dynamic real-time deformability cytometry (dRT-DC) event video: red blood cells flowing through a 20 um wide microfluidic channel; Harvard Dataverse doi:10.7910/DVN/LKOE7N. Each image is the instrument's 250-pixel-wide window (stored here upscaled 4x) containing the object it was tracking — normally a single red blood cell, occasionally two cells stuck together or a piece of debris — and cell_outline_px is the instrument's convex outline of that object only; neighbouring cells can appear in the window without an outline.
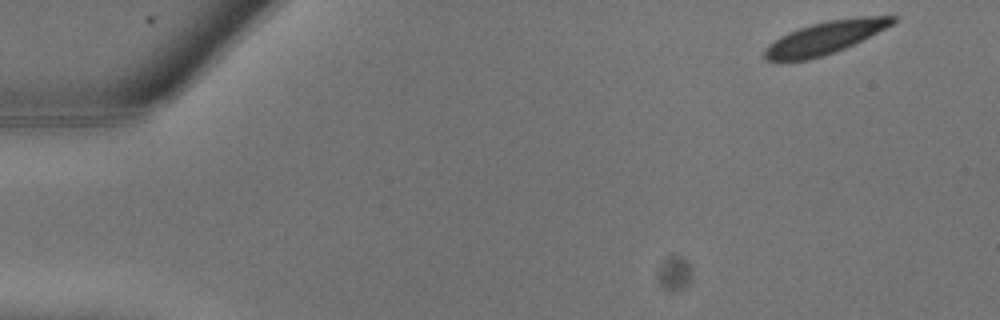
{"species": "common noctule bat (a hibernating species)", "species_latin": "Nyctalus noctula", "temperature_condition": "warm", "stored_images_in_passage": 9, "camera_frame_rate_fps": 3000, "um_per_image_px": 0.085, "animal": {"sex": "male", "body_mass_g": 13.3}, "frame": {"image": 1, "passage_image": 1, "time_ms": 0.0, "image_size_px": [1000, 320], "cell_outline_px": [[896, 20], [892, 24], [836, 52], [824, 56], [808, 60], [780, 64], [764, 60], [764, 52], [768, 44], [780, 36], [788, 32], [812, 24], [828, 20], [856, 16], [896, 16]], "centroid_in_image_um": [70.0, 3.25], "position_along_channel_um": 15.0, "area_um2": 24.62}}
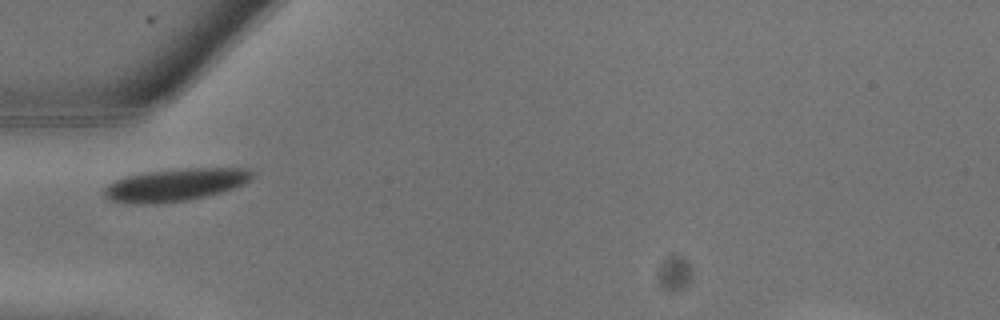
{"frame": {"image": 2, "passage_image": 8, "time_ms": 2.333, "image_size_px": [1000, 320], "cell_outline_px": [[252, 176], [244, 184], [208, 196], [188, 200], [156, 204], [128, 204], [108, 200], [104, 196], [104, 188], [112, 180], [124, 176], [144, 172], [184, 168], [248, 168], [252, 172]], "centroid_in_image_um": [14.82, 15.72], "position_along_channel_um": 70.2, "area_um2": 28.38}}